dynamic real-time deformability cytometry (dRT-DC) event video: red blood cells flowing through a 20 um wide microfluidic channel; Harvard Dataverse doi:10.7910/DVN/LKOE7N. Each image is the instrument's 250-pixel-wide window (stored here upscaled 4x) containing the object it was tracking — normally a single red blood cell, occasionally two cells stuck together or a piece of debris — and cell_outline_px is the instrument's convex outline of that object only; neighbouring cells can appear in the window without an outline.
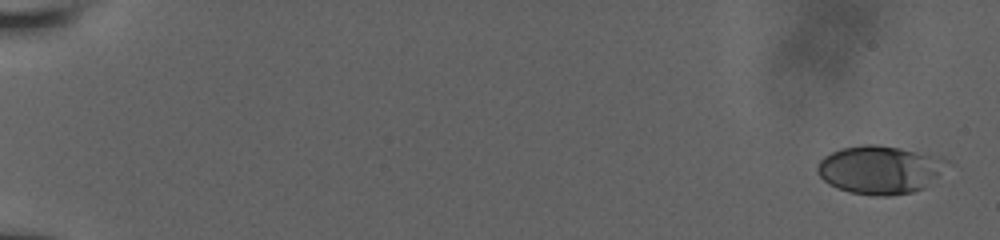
{"species": "human", "species_latin": "Homo sapiens", "temperature_condition": "room temperature", "stored_images_in_passage": 11, "camera_frame_rate_fps": 3000, "um_per_image_px": 0.085, "donor": {"sex": "male"}, "frame": {"image": 1, "passage_image": 1, "time_ms": 0.0, "image_size_px": [1000, 240], "cell_outline_px": [[956, 164], [924, 188], [912, 192], [888, 196], [872, 196], [852, 192], [828, 184], [816, 172], [816, 168], [820, 160], [824, 156], [840, 148], [864, 144], [876, 144], [900, 148], [944, 156], [952, 160]], "centroid_in_image_um": [74.92, 14.41], "position_along_channel_um": 10.1, "area_um2": 37.4}}
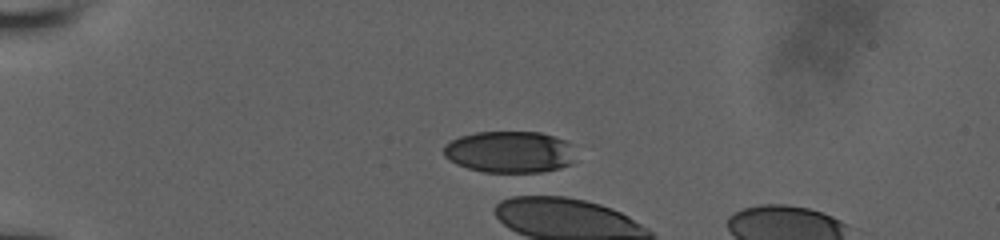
{"frame": {"image": 2, "passage_image": 10, "time_ms": 4.667, "image_size_px": [1000, 240], "cell_outline_px": [[572, 164], [560, 168], [540, 172], [484, 172], [468, 168], [456, 164], [444, 156], [444, 144], [460, 136], [476, 132], [540, 132], [556, 136], [568, 140], [572, 144]], "centroid_in_image_um": [43.33, 12.91], "position_along_channel_um": 41.7, "area_um2": 32.19}}